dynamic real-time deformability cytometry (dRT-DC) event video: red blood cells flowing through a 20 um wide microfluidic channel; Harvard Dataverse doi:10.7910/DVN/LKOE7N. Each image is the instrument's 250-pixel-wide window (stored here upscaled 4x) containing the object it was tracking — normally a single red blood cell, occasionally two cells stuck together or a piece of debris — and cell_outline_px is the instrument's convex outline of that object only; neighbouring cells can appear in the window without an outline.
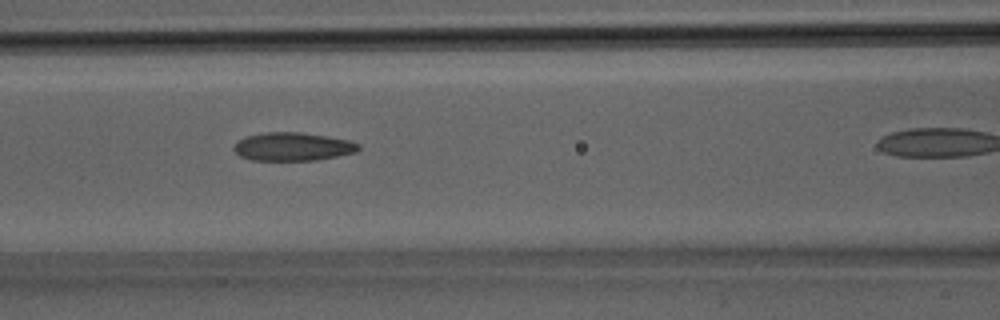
{"species": "Egyptian fruit bat (a non-hibernating species)", "species_latin": "Rousettus aegyptiacus", "temperature_condition": "room temperature", "stored_images_in_passage": 8, "camera_frame_rate_fps": 3000, "um_per_image_px": 0.085, "animal": {"sex": "male"}, "frame": {"image": 1, "passage_image": 7, "time_ms": 2.0, "image_size_px": [1000, 320], "cell_outline_px": [[360, 148], [356, 152], [316, 160], [252, 160], [240, 156], [232, 148], [236, 140], [244, 136], [268, 132], [300, 132], [328, 136], [348, 140], [360, 144]], "centroid_in_image_um": [24.85, 12.45], "position_along_channel_um": 141.8, "area_um2": 20.63}}